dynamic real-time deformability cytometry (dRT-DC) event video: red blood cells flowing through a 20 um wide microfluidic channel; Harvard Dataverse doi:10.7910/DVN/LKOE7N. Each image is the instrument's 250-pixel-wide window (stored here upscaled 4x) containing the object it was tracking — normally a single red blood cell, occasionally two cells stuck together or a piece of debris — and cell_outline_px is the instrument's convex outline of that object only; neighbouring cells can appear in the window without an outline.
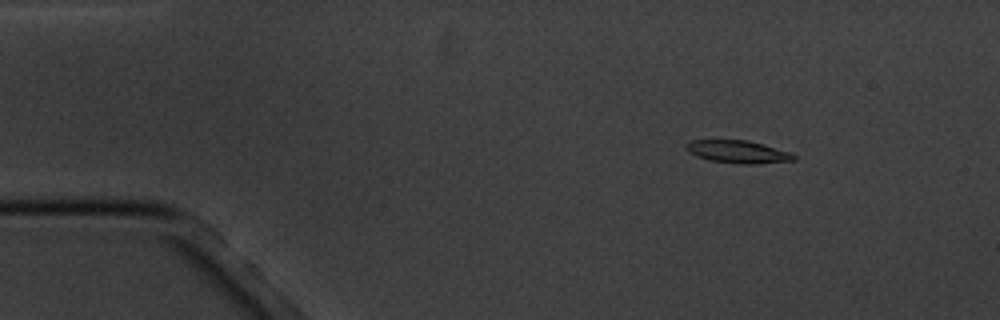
{"species": "common noctule bat (a hibernating species)", "species_latin": "Nyctalus noctula", "temperature_condition": "cold", "stored_images_in_passage": 17, "camera_frame_rate_fps": 3000, "um_per_image_px": 0.085, "animal": {"sex": "male", "body_mass_g": 20.1, "forearm_length_mm": 53.5}, "frame": {"image": 1, "passage_image": 3, "time_ms": 2.333, "image_size_px": [1000, 320], "cell_outline_px": [[796, 160], [756, 164], [740, 164], [708, 160], [688, 152], [684, 148], [684, 144], [692, 140], [748, 140], [792, 152], [796, 156]], "centroid_in_image_um": [62.73, 12.9], "position_along_channel_um": 22.3, "area_um2": 14.39}}
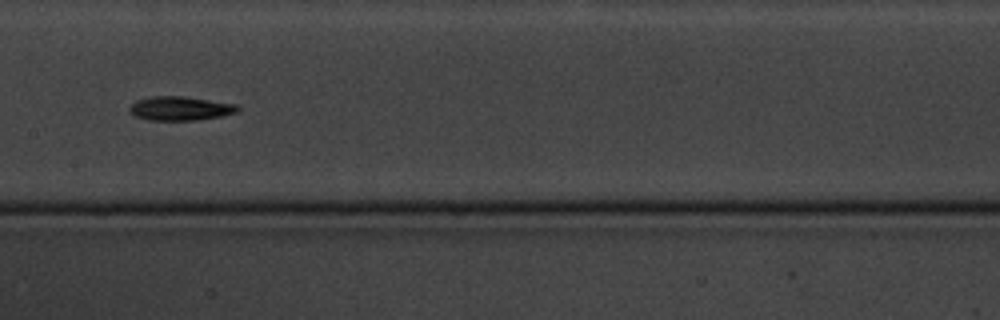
{"frame": {"image": 2, "passage_image": 9, "time_ms": 9.333, "image_size_px": [1000, 320], "cell_outline_px": [[240, 112], [220, 116], [196, 120], [148, 120], [136, 116], [128, 108], [136, 100], [152, 96], [184, 96], [236, 104], [240, 108]], "centroid_in_image_um": [15.35, 9.21], "position_along_channel_um": 192.1, "area_um2": 15.09}}
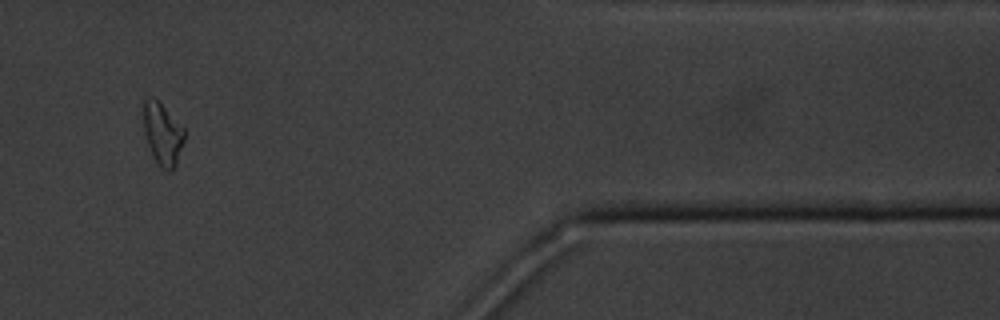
{"frame": {"image": 3, "passage_image": 15, "time_ms": 16.333, "image_size_px": [1000, 320], "cell_outline_px": [[184, 140], [176, 164], [172, 172], [168, 172], [160, 168], [156, 164], [152, 156], [144, 132], [144, 100], [148, 96], [152, 96], [184, 128]], "centroid_in_image_um": [13.81, 11.44], "position_along_channel_um": 397.6, "area_um2": 14.68}, "authors_computed_cell_mechanics": {"area_um2": 14.6812, "velocity_mm_per_s": 3.4369, "shape_relaxation_time_tau1_ms": 4.0203, "shape_relaxation_time_tau2_ms": null, "deformation_change_tau1": 0.1301, "deformation_change_tau2": null}}